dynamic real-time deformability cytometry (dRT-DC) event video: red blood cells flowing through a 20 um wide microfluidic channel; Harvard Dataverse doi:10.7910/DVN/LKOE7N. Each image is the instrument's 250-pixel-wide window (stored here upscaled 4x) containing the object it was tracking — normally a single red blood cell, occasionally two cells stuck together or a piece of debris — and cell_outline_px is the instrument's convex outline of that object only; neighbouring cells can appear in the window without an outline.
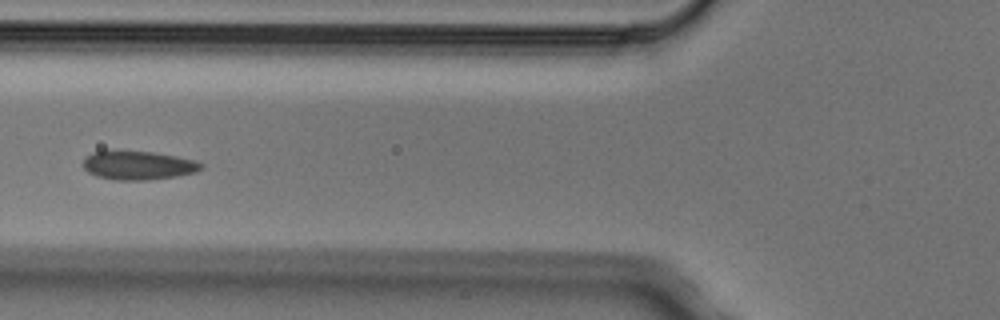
{"species": "Egyptian fruit bat (a non-hibernating species)", "species_latin": "Rousettus aegyptiacus", "temperature_condition": "cold", "stored_images_in_passage": 5, "camera_frame_rate_fps": 3000, "um_per_image_px": 0.085, "animal": {"sex": "male"}, "frame": {"image": 1, "passage_image": 5, "time_ms": 1.333, "image_size_px": [1000, 320], "cell_outline_px": [[204, 168], [196, 172], [176, 176], [148, 180], [116, 180], [96, 176], [88, 172], [84, 168], [84, 160], [92, 152], [152, 152], [176, 156], [196, 160], [204, 164]], "centroid_in_image_um": [11.82, 14.07], "position_along_channel_um": 114.0, "area_um2": 19.48}}